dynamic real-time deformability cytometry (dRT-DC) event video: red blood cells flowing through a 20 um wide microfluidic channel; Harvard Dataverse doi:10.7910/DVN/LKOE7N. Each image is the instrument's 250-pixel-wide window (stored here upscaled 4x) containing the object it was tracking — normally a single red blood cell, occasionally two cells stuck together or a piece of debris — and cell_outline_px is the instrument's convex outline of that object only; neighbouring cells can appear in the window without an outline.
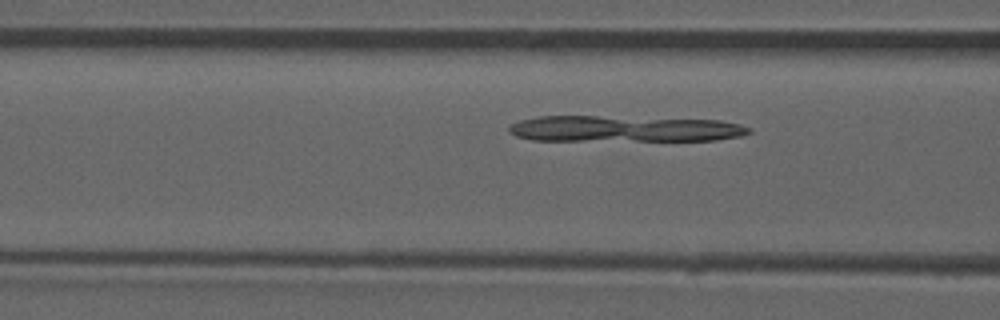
{"species": "common noctule bat (a hibernating species)", "species_latin": "Nyctalus noctula", "temperature_condition": "room temperature", "stored_images_in_passage": 19, "camera_frame_rate_fps": 3000, "um_per_image_px": 0.085, "animal": {"sex": "male", "forearm_length_mm": 52.5}, "frame": {"image": 1, "passage_image": 16, "time_ms": 5.0, "image_size_px": [1000, 320], "cell_outline_px": [[752, 132], [740, 136], [716, 140], [532, 140], [516, 136], [508, 132], [508, 128], [512, 124], [520, 120], [540, 116], [596, 116], [720, 120], [740, 124], [752, 128]], "centroid_in_image_um": [53.08, 10.94], "position_along_channel_um": 113.5, "area_um2": 36.41}}